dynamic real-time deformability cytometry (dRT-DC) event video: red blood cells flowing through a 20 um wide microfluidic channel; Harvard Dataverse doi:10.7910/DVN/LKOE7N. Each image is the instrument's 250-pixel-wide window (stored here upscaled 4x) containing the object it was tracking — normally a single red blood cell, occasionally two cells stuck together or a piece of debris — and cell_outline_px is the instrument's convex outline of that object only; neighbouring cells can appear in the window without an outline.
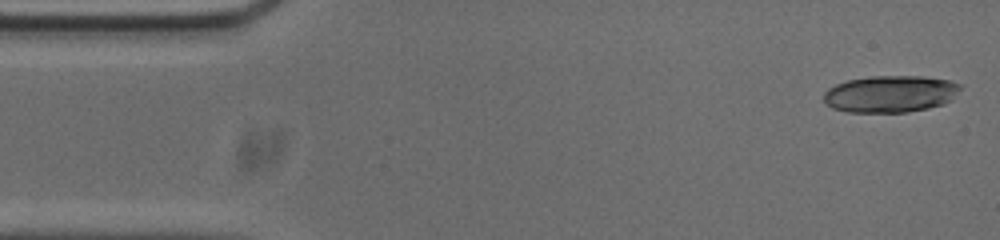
{"species": "common noctule bat (a hibernating species)", "species_latin": "Nyctalus noctula", "temperature_condition": "cold", "stored_images_in_passage": 52, "camera_frame_rate_fps": 3000, "um_per_image_px": 0.085, "animal": {"sex": "male", "body_mass_g": 20.0, "forearm_length_mm": 53.3}, "frame": {"image": 1, "passage_image": 1, "time_ms": 0.0, "image_size_px": [1000, 240], "cell_outline_px": [[964, 84], [952, 100], [944, 104], [928, 108], [908, 112], [848, 112], [832, 108], [824, 104], [824, 92], [828, 88], [836, 84], [848, 80], [872, 76], [920, 76], [948, 80]], "centroid_in_image_um": [75.69, 7.98], "position_along_channel_um": 9.3, "area_um2": 29.59}}
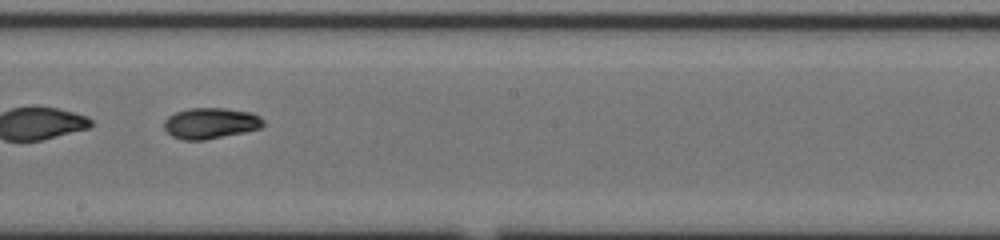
{"frame": {"image": 2, "passage_image": 28, "time_ms": 9.0, "image_size_px": [1000, 240], "cell_outline_px": [[264, 124], [260, 128], [244, 132], [204, 140], [184, 140], [172, 136], [164, 128], [164, 120], [168, 116], [176, 112], [188, 108], [224, 108], [252, 112], [260, 116], [264, 120]], "centroid_in_image_um": [17.9, 10.46], "position_along_channel_um": 230.3, "area_um2": 17.92}, "authors_computed_cell_mechanics": {"area_um2": 18.3226, "velocity_mm_per_s": 3.7235, "shape_relaxation_time_tau1_ms": 4.2529, "shape_relaxation_time_tau2_ms": null, "deformation_change_tau1": 0.1607, "deformation_change_tau2": null}}